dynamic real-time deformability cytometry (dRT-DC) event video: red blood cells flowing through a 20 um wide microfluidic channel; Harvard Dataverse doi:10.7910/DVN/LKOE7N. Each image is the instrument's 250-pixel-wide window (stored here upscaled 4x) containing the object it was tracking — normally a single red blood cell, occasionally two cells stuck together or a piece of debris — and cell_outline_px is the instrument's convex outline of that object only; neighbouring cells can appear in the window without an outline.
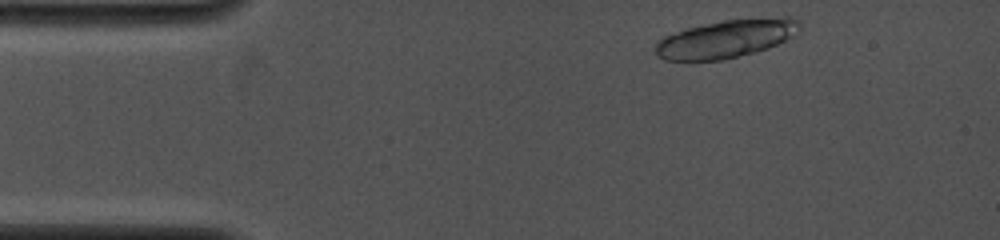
{"species": "common noctule bat (a hibernating species)", "species_latin": "Nyctalus noctula", "temperature_condition": "cold", "stored_images_in_passage": 6, "camera_frame_rate_fps": 4000, "um_per_image_px": 0.085, "animal": {"sex": "female", "body_mass_g": 19.0, "forearm_length_mm": 53.3}, "frame": {"image": 1, "passage_image": 1, "time_ms": 0.0, "image_size_px": [1000, 240], "cell_outline_px": [[800, 28], [792, 36], [768, 48], [720, 60], [664, 60], [656, 56], [656, 44], [664, 36], [688, 28], [724, 20], [784, 16], [792, 16], [800, 20]], "centroid_in_image_um": [61.75, 3.28], "position_along_channel_um": 23.2, "area_um2": 31.62}}